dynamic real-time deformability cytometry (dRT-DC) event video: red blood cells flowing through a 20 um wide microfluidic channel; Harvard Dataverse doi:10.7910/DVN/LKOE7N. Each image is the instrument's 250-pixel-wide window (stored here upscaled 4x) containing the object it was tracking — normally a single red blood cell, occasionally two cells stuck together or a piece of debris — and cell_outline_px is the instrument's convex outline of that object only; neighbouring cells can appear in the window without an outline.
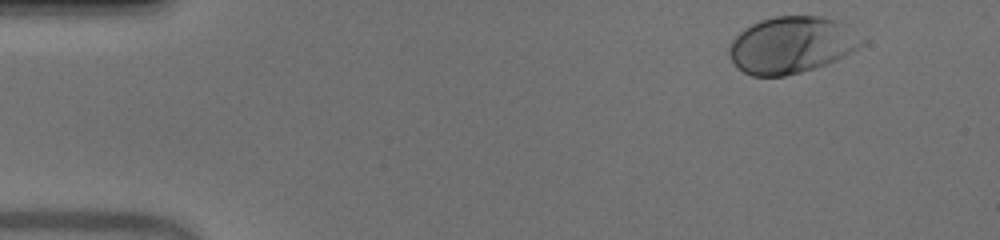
{"species": "human", "species_latin": "Homo sapiens", "temperature_condition": "warm", "stored_images_in_passage": 39, "camera_frame_rate_fps": 3000, "um_per_image_px": 0.085, "donor": {"sex": "male"}, "frame": {"image": 1, "passage_image": 2, "time_ms": 0.333, "image_size_px": [1000, 240], "cell_outline_px": [[868, 40], [864, 44], [836, 60], [800, 72], [784, 76], [752, 76], [744, 72], [732, 60], [728, 52], [728, 48], [732, 40], [744, 28], [760, 20], [776, 16], [824, 16], [836, 20]], "centroid_in_image_um": [67.28, 3.81], "position_along_channel_um": 17.7, "area_um2": 43.52}}
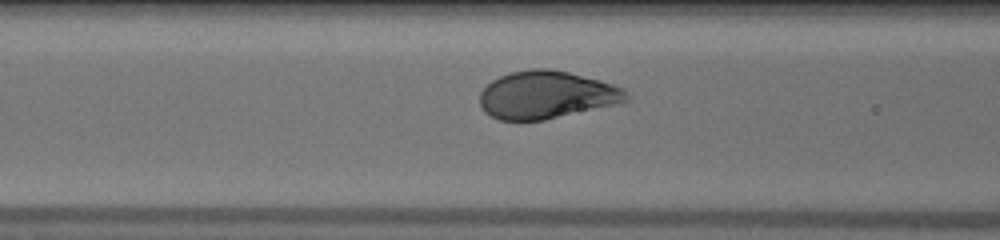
{"frame": {"image": 2, "passage_image": 18, "time_ms": 5.667, "image_size_px": [1000, 240], "cell_outline_px": [[628, 100], [612, 104], [544, 120], [500, 120], [484, 112], [480, 104], [480, 92], [492, 80], [500, 76], [512, 72], [532, 68], [548, 68], [568, 72], [600, 80], [624, 88], [628, 92]], "centroid_in_image_um": [46.42, 8.05], "position_along_channel_um": 120.2, "area_um2": 40.29}}
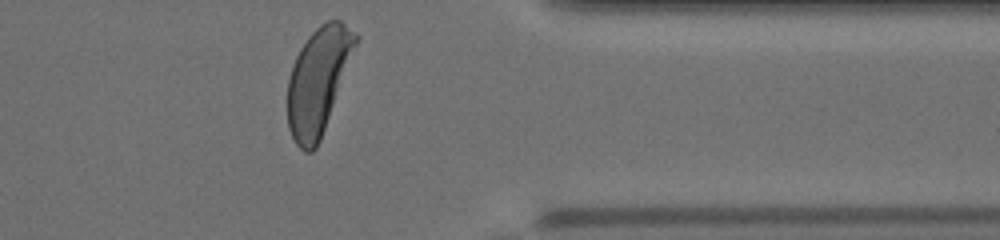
{"frame": {"image": 3, "passage_image": 39, "time_ms": 12.667, "image_size_px": [1000, 240], "cell_outline_px": [[360, 36], [320, 140], [316, 148], [312, 152], [304, 152], [296, 144], [288, 128], [288, 80], [292, 64], [300, 48], [308, 36], [320, 24], [328, 20], [340, 20], [356, 32]], "centroid_in_image_um": [27.04, 6.84], "position_along_channel_um": 384.4, "area_um2": 41.79}, "authors_computed_cell_mechanics": {"area_um2": 41.616, "velocity_mm_per_s": 3.9473, "shape_relaxation_time_tau1_ms": 1.8241, "shape_relaxation_time_tau2_ms": null, "deformation_change_tau1": 0.1477, "deformation_change_tau2": null}}